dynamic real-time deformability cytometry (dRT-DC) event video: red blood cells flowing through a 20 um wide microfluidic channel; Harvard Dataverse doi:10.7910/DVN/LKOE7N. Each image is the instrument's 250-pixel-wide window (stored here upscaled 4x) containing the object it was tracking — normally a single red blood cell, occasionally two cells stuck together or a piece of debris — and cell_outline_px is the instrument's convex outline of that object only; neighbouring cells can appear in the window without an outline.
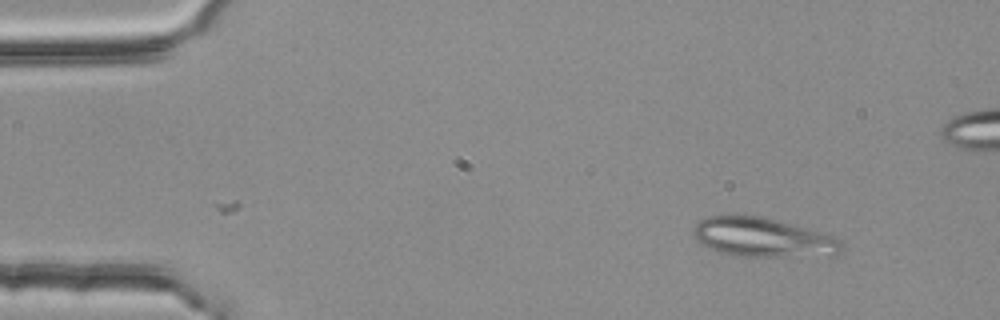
{"species": "common noctule bat (a hibernating species)", "species_latin": "Nyctalus noctula", "temperature_condition": "room temperature", "stored_images_in_passage": 4, "camera_frame_rate_fps": 3000, "um_per_image_px": 0.085, "animal": {"sex": "female", "body_mass_g": 25.1}, "frame": {"image": 1, "passage_image": 1, "time_ms": 0.0, "image_size_px": [1000, 320], "cell_outline_px": [[844, 252], [836, 256], [744, 256], [720, 252], [708, 248], [696, 236], [692, 228], [700, 220], [708, 216], [760, 216], [820, 232], [840, 240], [844, 244]], "centroid_in_image_um": [64.92, 20.2], "position_along_channel_um": 20.1, "area_um2": 33.35}}